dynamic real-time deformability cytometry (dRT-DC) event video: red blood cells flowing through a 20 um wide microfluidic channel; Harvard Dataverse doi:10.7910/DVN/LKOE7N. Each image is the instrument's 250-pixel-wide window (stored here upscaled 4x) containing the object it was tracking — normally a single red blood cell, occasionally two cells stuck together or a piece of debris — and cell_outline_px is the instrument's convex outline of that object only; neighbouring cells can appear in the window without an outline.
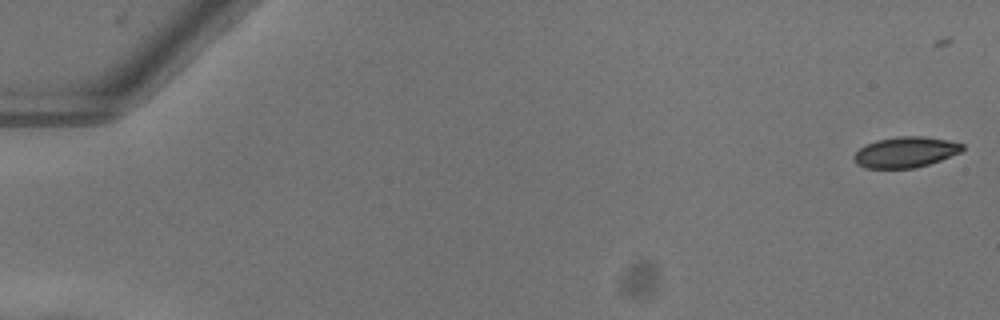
{"species": "common noctule bat (a hibernating species)", "species_latin": "Nyctalus noctula", "temperature_condition": "warm", "stored_images_in_passage": 24, "camera_frame_rate_fps": 3000, "um_per_image_px": 0.085, "animal": {"sex": "female"}, "frame": {"image": 1, "passage_image": 2, "time_ms": 0.333, "image_size_px": [1000, 320], "cell_outline_px": [[964, 148], [960, 152], [940, 160], [928, 164], [912, 168], [864, 168], [856, 164], [852, 160], [852, 156], [860, 148], [876, 140], [900, 136], [924, 136], [948, 140], [964, 144]], "centroid_in_image_um": [76.94, 12.93], "position_along_channel_um": 8.1, "area_um2": 19.36}}
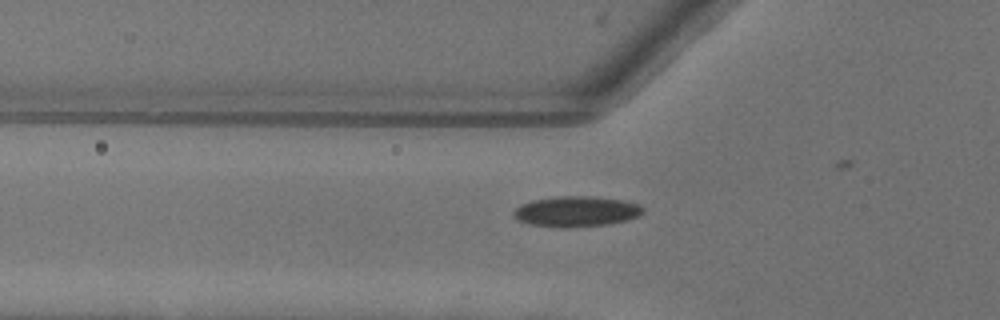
{"frame": {"image": 2, "passage_image": 20, "time_ms": 6.333, "image_size_px": [1000, 320], "cell_outline_px": [[644, 212], [640, 216], [628, 220], [608, 224], [532, 224], [516, 220], [512, 212], [520, 204], [532, 200], [560, 196], [592, 196], [624, 200], [640, 204], [644, 208]], "centroid_in_image_um": [49.05, 17.91], "position_along_channel_um": 76.7, "area_um2": 22.08}}
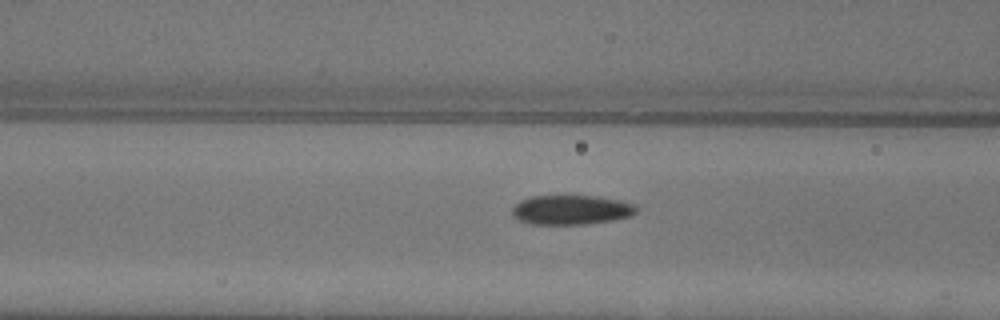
{"frame": {"image": 3, "passage_image": 23, "time_ms": 7.333, "image_size_px": [1000, 320], "cell_outline_px": [[636, 212], [628, 216], [612, 220], [584, 224], [532, 224], [520, 220], [512, 216], [512, 208], [520, 200], [532, 196], [596, 196], [620, 200], [636, 204]], "centroid_in_image_um": [48.53, 17.83], "position_along_channel_um": 118.1, "area_um2": 21.21}}